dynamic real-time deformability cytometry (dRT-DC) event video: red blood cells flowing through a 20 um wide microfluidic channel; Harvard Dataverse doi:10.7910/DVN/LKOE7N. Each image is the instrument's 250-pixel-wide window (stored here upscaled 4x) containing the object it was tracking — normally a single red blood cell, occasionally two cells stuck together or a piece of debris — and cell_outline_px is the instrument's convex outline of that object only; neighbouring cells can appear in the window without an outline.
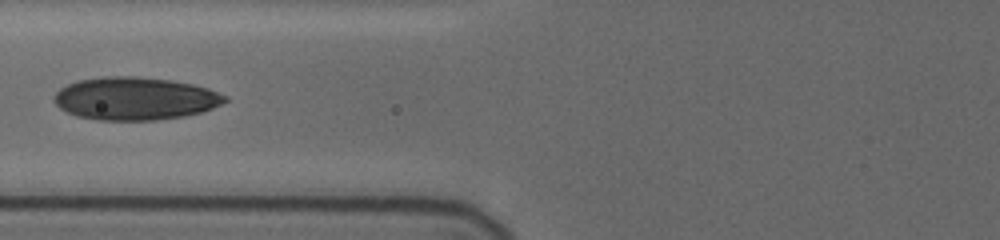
{"species": "human", "species_latin": "Homo sapiens", "temperature_condition": "cold", "stored_images_in_passage": 12, "camera_frame_rate_fps": 3000, "um_per_image_px": 0.085, "donor": {"sex": "female"}, "frame": {"image": 1, "passage_image": 9, "time_ms": 4.333, "image_size_px": [1000, 240], "cell_outline_px": [[228, 100], [212, 108], [200, 112], [184, 116], [156, 120], [100, 120], [76, 116], [60, 108], [52, 100], [56, 92], [60, 88], [76, 80], [104, 76], [136, 76], [172, 80], [192, 84], [208, 88], [228, 96]], "centroid_in_image_um": [11.46, 8.37], "position_along_channel_um": 114.3, "area_um2": 42.77}}
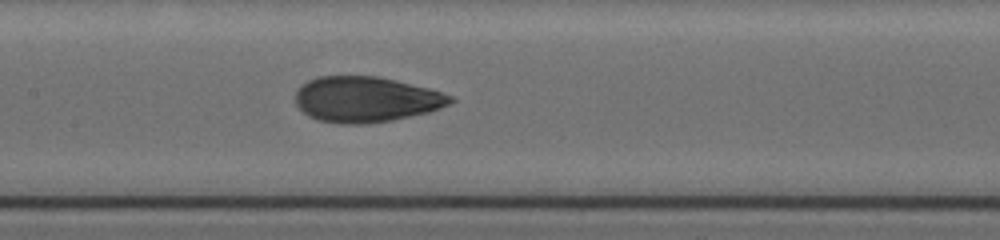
{"frame": {"image": 2, "passage_image": 12, "time_ms": 6.0, "image_size_px": [1000, 240], "cell_outline_px": [[456, 100], [440, 108], [428, 112], [392, 120], [364, 124], [340, 124], [316, 120], [308, 116], [296, 104], [296, 92], [308, 80], [316, 76], [380, 76], [428, 88], [452, 96]], "centroid_in_image_um": [31.09, 8.45], "position_along_channel_um": 176.3, "area_um2": 41.1}}